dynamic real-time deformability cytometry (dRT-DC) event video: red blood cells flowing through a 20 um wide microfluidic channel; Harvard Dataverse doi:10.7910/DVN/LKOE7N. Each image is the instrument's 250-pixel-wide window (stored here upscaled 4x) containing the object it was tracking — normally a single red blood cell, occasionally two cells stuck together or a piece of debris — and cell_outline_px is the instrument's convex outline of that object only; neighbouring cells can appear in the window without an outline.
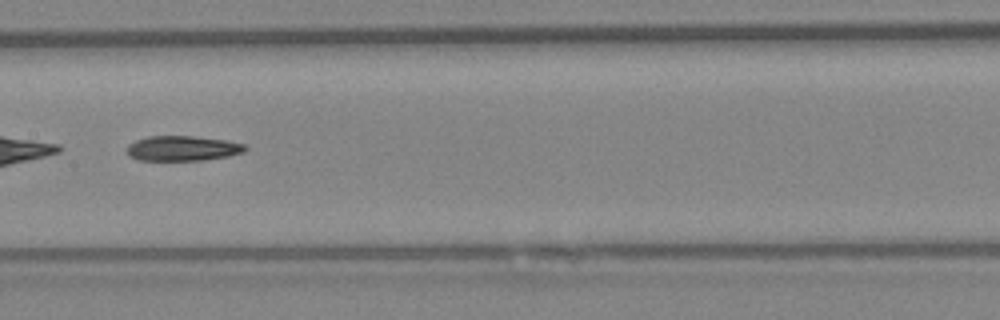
{"species": "Egyptian fruit bat (a non-hibernating species)", "species_latin": "Rousettus aegyptiacus", "temperature_condition": "warm", "stored_images_in_passage": 60, "segment_of_instrument_passage": [2, 2], "camera_frame_rate_fps": 3000, "um_per_image_px": 0.085, "animal": {"sex": "female"}, "frame": {"image": 1, "passage_image": 31, "time_ms": 10.0, "image_size_px": [1000, 320], "cell_outline_px": [[248, 148], [244, 152], [228, 156], [200, 160], [140, 160], [128, 156], [128, 144], [136, 140], [148, 136], [192, 136], [228, 140], [244, 144]], "centroid_in_image_um": [15.53, 12.6], "position_along_channel_um": 191.9, "area_um2": 17.22}}
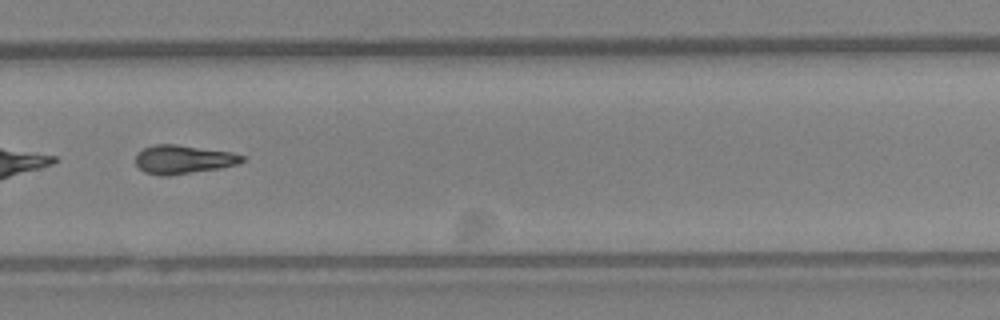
{"frame": {"image": 2, "passage_image": 42, "time_ms": 13.667, "image_size_px": [1000, 320], "cell_outline_px": [[244, 160], [236, 164], [220, 168], [168, 176], [160, 176], [144, 172], [136, 164], [136, 152], [152, 144], [176, 144], [232, 152], [244, 156]], "centroid_in_image_um": [15.54, 13.55], "position_along_channel_um": 314.3, "area_um2": 17.86}}